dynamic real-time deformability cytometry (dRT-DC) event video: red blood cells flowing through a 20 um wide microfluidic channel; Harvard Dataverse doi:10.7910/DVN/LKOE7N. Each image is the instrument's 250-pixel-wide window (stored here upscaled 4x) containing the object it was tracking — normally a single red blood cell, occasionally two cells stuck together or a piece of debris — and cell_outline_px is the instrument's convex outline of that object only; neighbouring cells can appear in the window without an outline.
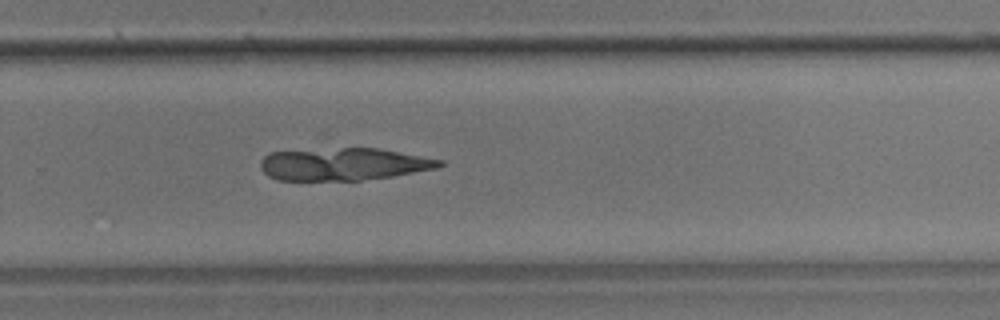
{"species": "common noctule bat (a hibernating species)", "species_latin": "Nyctalus noctula", "temperature_condition": "room temperature", "stored_images_in_passage": 33, "camera_frame_rate_fps": 3000, "um_per_image_px": 0.085, "animal": {"sex": "male", "body_mass_g": 17.9}, "frame": {"image": 1, "passage_image": 26, "time_ms": 8.333, "image_size_px": [1000, 320], "cell_outline_px": [[444, 164], [436, 168], [392, 176], [360, 180], [276, 180], [268, 176], [260, 168], [260, 160], [268, 152], [344, 148], [380, 148], [444, 160]], "centroid_in_image_um": [29.19, 13.95], "position_along_channel_um": 300.6, "area_um2": 33.81}}